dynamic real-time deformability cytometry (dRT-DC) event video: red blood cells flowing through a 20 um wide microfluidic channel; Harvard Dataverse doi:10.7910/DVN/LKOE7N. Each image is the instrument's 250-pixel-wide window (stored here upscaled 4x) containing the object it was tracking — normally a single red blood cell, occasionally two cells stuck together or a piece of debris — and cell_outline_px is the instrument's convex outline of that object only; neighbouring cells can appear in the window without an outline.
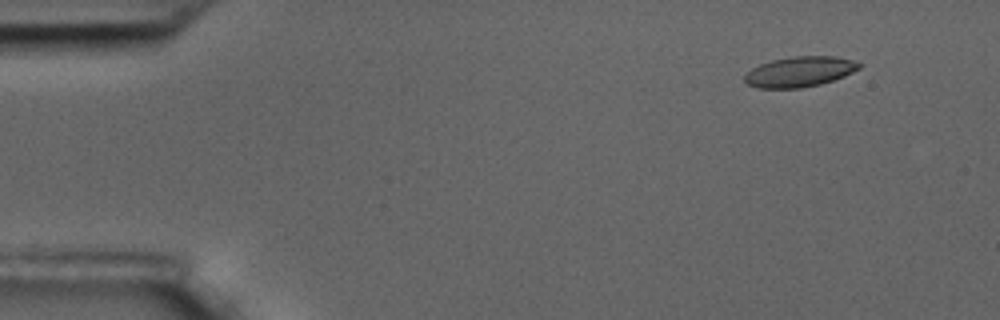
{"species": "common noctule bat (a hibernating species)", "species_latin": "Nyctalus noctula", "temperature_condition": "room temperature", "stored_images_in_passage": 54, "camera_frame_rate_fps": 3000, "um_per_image_px": 0.085, "animal": {"sex": "male", "body_mass_g": 17.5, "forearm_length_mm": 52.3}, "frame": {"image": 1, "passage_image": 1, "time_ms": 0.0, "image_size_px": [1000, 320], "cell_outline_px": [[864, 64], [860, 68], [844, 76], [820, 84], [800, 88], [756, 88], [748, 84], [744, 80], [744, 76], [752, 68], [760, 64], [772, 60], [796, 56], [836, 56], [852, 60]], "centroid_in_image_um": [67.98, 6.09], "position_along_channel_um": 17.0, "area_um2": 20.17}}
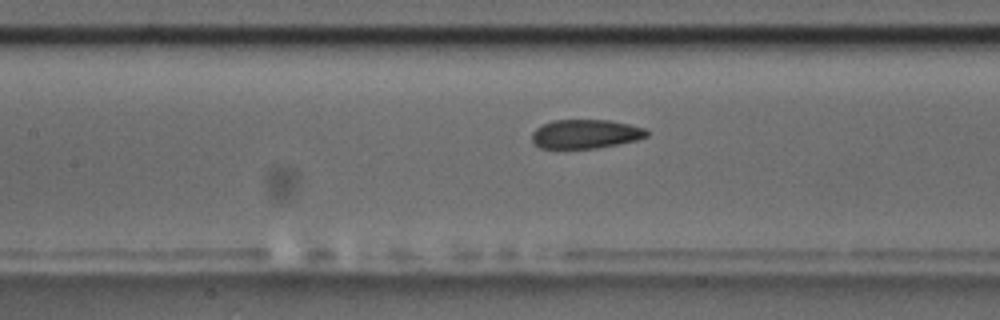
{"frame": {"image": 2, "passage_image": 22, "time_ms": 7.0, "image_size_px": [1000, 320], "cell_outline_px": [[648, 136], [636, 140], [596, 148], [540, 148], [532, 140], [532, 132], [536, 128], [552, 120], [608, 120], [628, 124], [644, 128], [648, 132]], "centroid_in_image_um": [49.75, 11.38], "position_along_channel_um": 157.6, "area_um2": 19.19}}
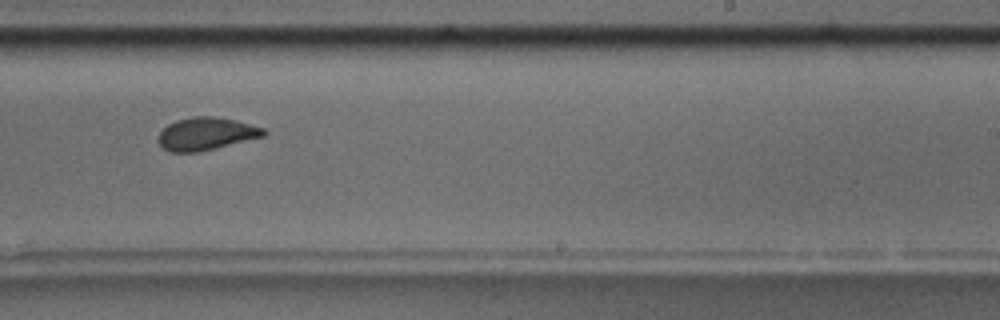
{"frame": {"image": 3, "passage_image": 32, "time_ms": 10.333, "image_size_px": [1000, 320], "cell_outline_px": [[268, 132], [264, 136], [196, 152], [168, 152], [156, 140], [160, 132], [168, 124], [176, 120], [192, 116], [216, 116], [236, 120], [264, 128]], "centroid_in_image_um": [17.5, 11.35], "position_along_channel_um": 271.5, "area_um2": 20.0}, "authors_computed_cell_mechanics": {"area_um2": 20.4323, "velocity_mm_per_s": 3.4309, "shape_relaxation_time_tau1_ms": 6.1041, "shape_relaxation_time_tau2_ms": 1.662, "deformation_change_tau1": 0.1409, "deformation_change_tau2": 0.0694}}